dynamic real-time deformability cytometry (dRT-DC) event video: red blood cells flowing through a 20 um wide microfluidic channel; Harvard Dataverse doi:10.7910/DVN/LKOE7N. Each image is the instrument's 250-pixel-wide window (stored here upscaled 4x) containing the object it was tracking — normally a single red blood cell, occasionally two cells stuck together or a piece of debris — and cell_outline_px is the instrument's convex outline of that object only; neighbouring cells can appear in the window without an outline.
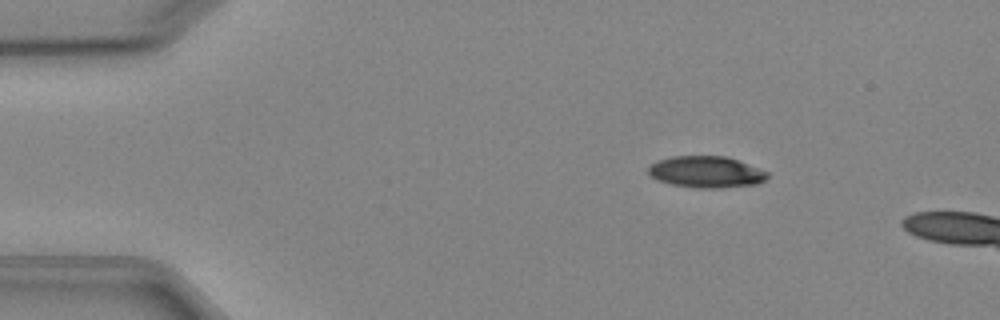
{"species": "Egyptian fruit bat (a non-hibernating species)", "species_latin": "Rousettus aegyptiacus", "temperature_condition": "cold", "stored_images_in_passage": 4, "camera_frame_rate_fps": 3000, "um_per_image_px": 0.085, "animal": {"sex": "female"}, "frame": {"image": 1, "passage_image": 2, "time_ms": 1.333, "image_size_px": [1000, 320], "cell_outline_px": [[768, 176], [764, 180], [756, 184], [720, 188], [696, 188], [672, 184], [656, 180], [648, 172], [648, 168], [652, 164], [660, 160], [672, 156], [724, 156], [736, 160], [768, 172]], "centroid_in_image_um": [60.0, 14.62], "position_along_channel_um": 25.0, "area_um2": 21.56}}